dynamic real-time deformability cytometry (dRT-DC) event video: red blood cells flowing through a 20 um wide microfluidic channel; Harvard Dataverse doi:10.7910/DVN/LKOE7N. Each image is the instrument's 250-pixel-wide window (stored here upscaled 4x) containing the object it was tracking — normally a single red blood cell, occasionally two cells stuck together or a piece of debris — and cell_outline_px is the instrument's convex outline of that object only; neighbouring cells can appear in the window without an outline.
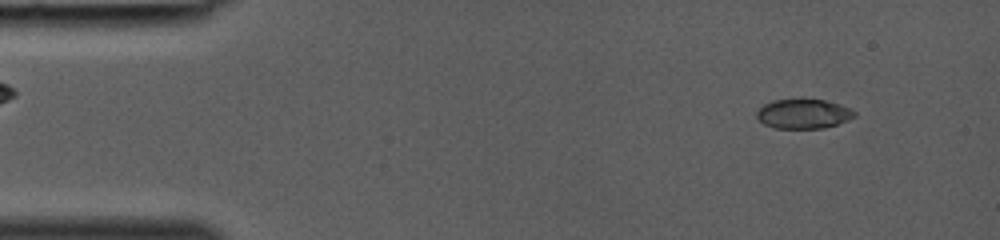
{"species": "common noctule bat (a hibernating species)", "species_latin": "Nyctalus noctula", "temperature_condition": "room temperature", "stored_images_in_passage": 37, "camera_frame_rate_fps": 3000, "um_per_image_px": 0.085, "animal": {"sex": "female", "body_mass_g": 19.0, "forearm_length_mm": 53.3}, "frame": {"image": 1, "passage_image": 3, "time_ms": 0.667, "image_size_px": [1000, 240], "cell_outline_px": [[856, 116], [848, 120], [824, 128], [776, 128], [764, 124], [756, 116], [756, 112], [764, 104], [772, 100], [824, 100], [840, 104], [856, 112]], "centroid_in_image_um": [68.29, 9.68], "position_along_channel_um": 16.7, "area_um2": 16.59}}
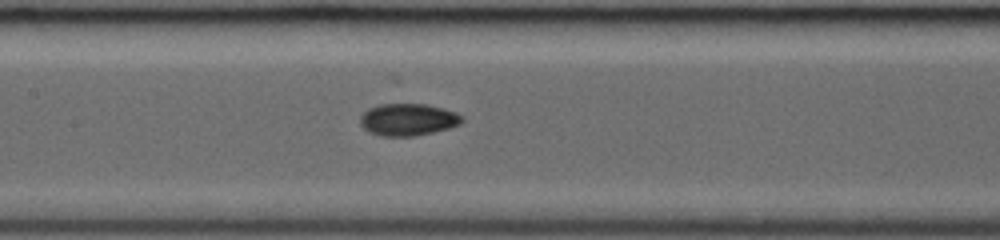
{"frame": {"image": 2, "passage_image": 18, "time_ms": 5.667, "image_size_px": [1000, 240], "cell_outline_px": [[464, 120], [460, 124], [448, 128], [432, 132], [412, 136], [380, 136], [368, 132], [360, 124], [360, 116], [368, 108], [380, 104], [424, 104], [444, 108], [456, 112]], "centroid_in_image_um": [34.65, 10.16], "position_along_channel_um": 172.8, "area_um2": 19.02}}
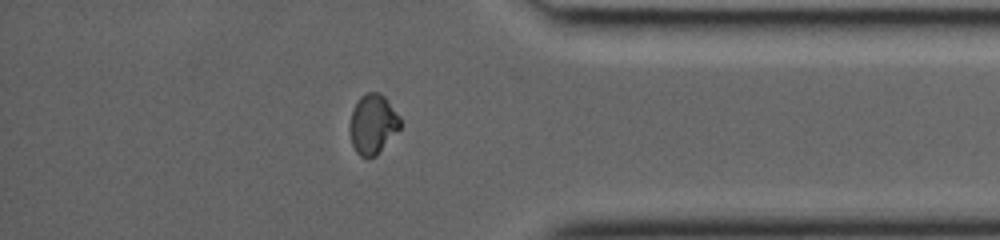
{"frame": {"image": 3, "passage_image": 32, "time_ms": 10.333, "image_size_px": [1000, 240], "cell_outline_px": [[400, 128], [376, 156], [368, 160], [360, 156], [356, 152], [352, 144], [348, 128], [352, 112], [360, 96], [368, 92], [380, 92], [384, 96], [400, 116]], "centroid_in_image_um": [31.67, 10.58], "position_along_channel_um": 403.5, "area_um2": 17.69}}